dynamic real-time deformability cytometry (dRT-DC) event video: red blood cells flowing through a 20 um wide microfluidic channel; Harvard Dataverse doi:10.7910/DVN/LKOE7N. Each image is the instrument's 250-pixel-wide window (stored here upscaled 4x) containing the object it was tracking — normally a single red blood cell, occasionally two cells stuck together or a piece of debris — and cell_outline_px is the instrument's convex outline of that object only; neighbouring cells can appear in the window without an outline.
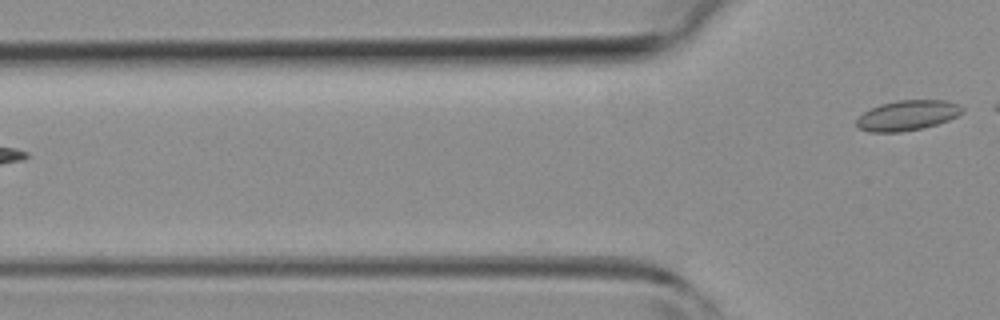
{"species": "common noctule bat (a hibernating species)", "species_latin": "Nyctalus noctula", "temperature_condition": "room temperature", "stored_images_in_passage": 4, "camera_frame_rate_fps": 3000, "um_per_image_px": 0.085, "animal": {"sex": "female", "body_mass_g": 19.3, "forearm_length_mm": 54.1}, "frame": {"image": 1, "passage_image": 4, "time_ms": 4.667, "image_size_px": [1000, 320], "cell_outline_px": [[964, 112], [948, 120], [924, 128], [900, 132], [868, 132], [860, 128], [856, 124], [856, 120], [864, 112], [880, 104], [896, 100], [944, 100], [960, 104], [964, 108]], "centroid_in_image_um": [77.15, 9.8], "position_along_channel_um": 48.6, "area_um2": 18.61}}